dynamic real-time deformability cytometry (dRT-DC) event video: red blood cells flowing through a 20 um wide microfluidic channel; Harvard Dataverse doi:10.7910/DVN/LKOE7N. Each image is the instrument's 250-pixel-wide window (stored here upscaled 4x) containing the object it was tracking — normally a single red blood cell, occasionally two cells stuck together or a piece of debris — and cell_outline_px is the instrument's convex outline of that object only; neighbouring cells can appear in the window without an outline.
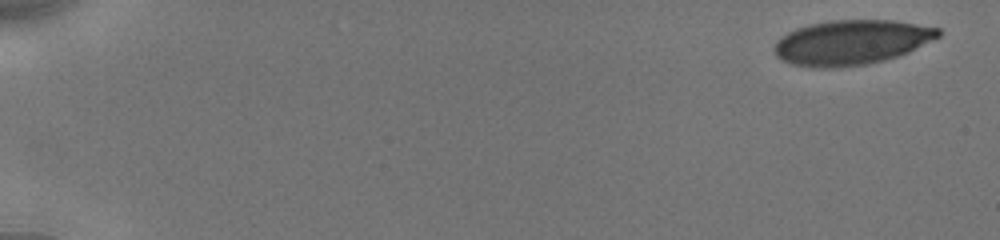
{"species": "human", "species_latin": "Homo sapiens", "temperature_condition": "cold", "stored_images_in_passage": 67, "camera_frame_rate_fps": 3000, "um_per_image_px": 0.085, "donor": {"sex": "male"}, "frame": {"image": 1, "passage_image": 1, "time_ms": 0.0, "image_size_px": [1000, 240], "cell_outline_px": [[940, 36], [908, 52], [884, 60], [868, 64], [832, 68], [812, 68], [792, 64], [780, 60], [776, 56], [772, 48], [776, 40], [788, 32], [796, 28], [808, 24], [832, 20], [892, 20], [940, 28]], "centroid_in_image_um": [72.31, 3.61], "position_along_channel_um": 12.7, "area_um2": 42.95}}
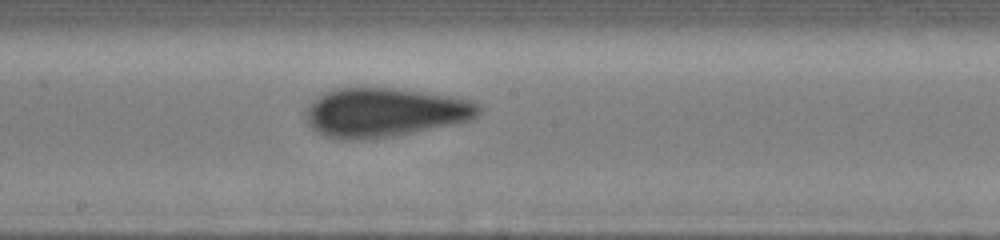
{"frame": {"image": 2, "passage_image": 38, "time_ms": 9.667, "image_size_px": [1000, 240], "cell_outline_px": [[480, 112], [472, 120], [396, 136], [360, 140], [336, 140], [324, 136], [316, 132], [308, 124], [304, 112], [308, 104], [320, 96], [336, 88], [392, 88], [424, 92], [452, 96], [472, 100], [480, 104]], "centroid_in_image_um": [32.68, 9.57], "position_along_channel_um": 215.5, "area_um2": 49.77}}
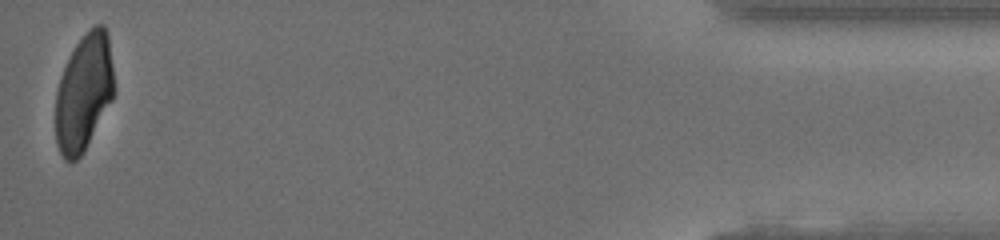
{"frame": {"image": 3, "passage_image": 67, "time_ms": 17.0, "image_size_px": [1000, 240], "cell_outline_px": [[112, 100], [84, 152], [76, 160], [64, 160], [56, 144], [56, 92], [60, 76], [76, 44], [88, 28], [96, 24], [104, 24], [108, 32], [112, 68]], "centroid_in_image_um": [7.12, 7.85], "position_along_channel_um": 428.1, "area_um2": 39.54}, "authors_computed_cell_mechanics": {"area_um2": 45.8354, "velocity_mm_per_s": 3.9151, "shape_relaxation_time_tau1_ms": null, "shape_relaxation_time_tau2_ms": 1.2663, "deformation_change_tau1": null, "deformation_change_tau2": 0.0721}}